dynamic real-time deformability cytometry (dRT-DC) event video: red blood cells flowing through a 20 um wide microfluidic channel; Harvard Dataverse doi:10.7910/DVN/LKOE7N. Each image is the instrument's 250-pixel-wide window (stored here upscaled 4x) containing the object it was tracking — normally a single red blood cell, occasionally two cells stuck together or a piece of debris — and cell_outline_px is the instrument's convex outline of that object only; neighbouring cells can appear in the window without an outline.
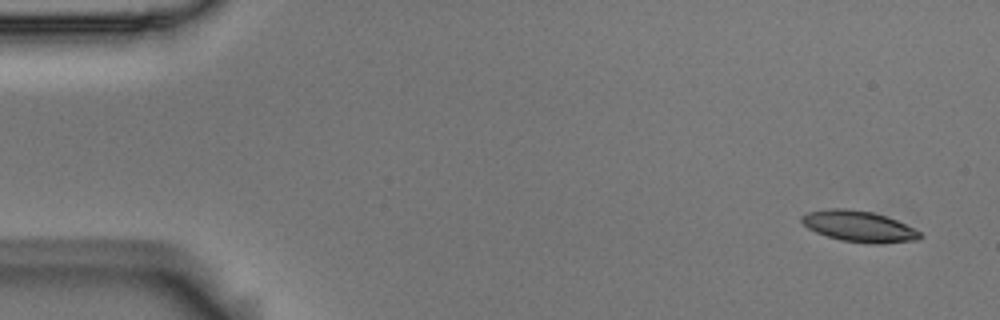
{"species": "Egyptian fruit bat (a non-hibernating species)", "species_latin": "Rousettus aegyptiacus", "temperature_condition": "room temperature", "stored_images_in_passage": 6, "camera_frame_rate_fps": 3000, "um_per_image_px": 0.085, "animal": {"sex": "male"}, "frame": {"image": 1, "passage_image": 1, "time_ms": 0.0, "image_size_px": [1000, 320], "cell_outline_px": [[924, 236], [916, 240], [880, 244], [864, 244], [840, 240], [816, 232], [808, 228], [800, 220], [800, 216], [808, 212], [832, 208], [844, 208], [872, 212], [896, 220], [920, 232]], "centroid_in_image_um": [72.99, 19.25], "position_along_channel_um": 12.0, "area_um2": 21.33}}
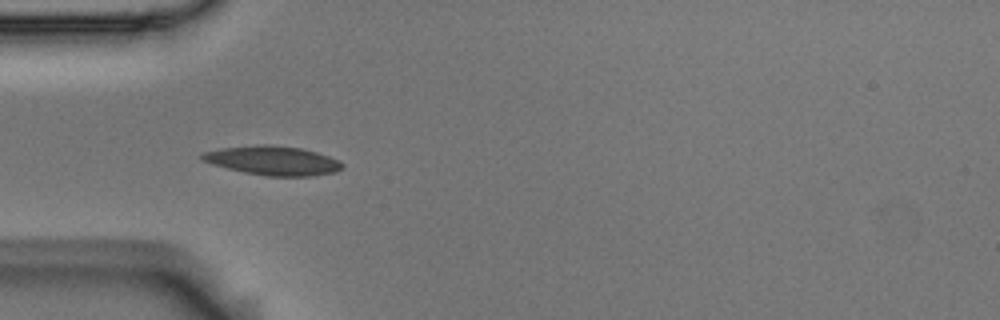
{"frame": {"image": 2, "passage_image": 5, "time_ms": 1.333, "image_size_px": [1000, 320], "cell_outline_px": [[344, 168], [336, 172], [312, 176], [264, 176], [244, 172], [212, 164], [204, 160], [200, 156], [200, 152], [220, 148], [260, 144], [268, 144], [300, 148], [316, 152], [340, 160], [344, 164]], "centroid_in_image_um": [23.21, 13.65], "position_along_channel_um": 61.8, "area_um2": 23.93}}
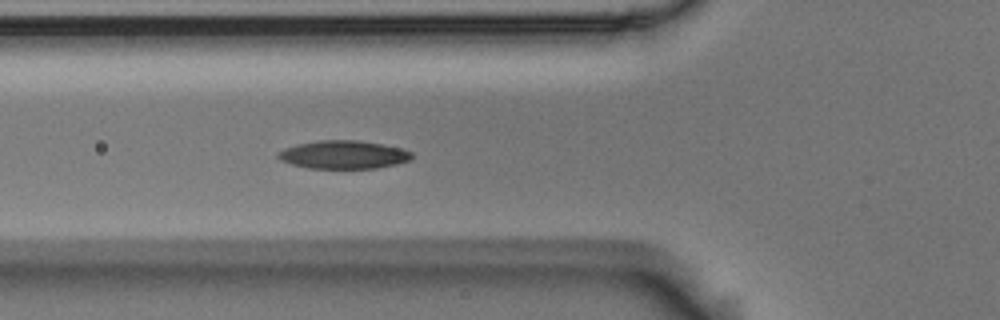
{"frame": {"image": 3, "passage_image": 6, "time_ms": 1.667, "image_size_px": [1000, 320], "cell_outline_px": [[412, 160], [396, 164], [376, 168], [308, 168], [292, 164], [280, 160], [276, 156], [284, 148], [296, 144], [320, 140], [360, 140], [404, 148], [412, 152]], "centroid_in_image_um": [29.23, 13.14], "position_along_channel_um": 96.6, "area_um2": 22.08}}